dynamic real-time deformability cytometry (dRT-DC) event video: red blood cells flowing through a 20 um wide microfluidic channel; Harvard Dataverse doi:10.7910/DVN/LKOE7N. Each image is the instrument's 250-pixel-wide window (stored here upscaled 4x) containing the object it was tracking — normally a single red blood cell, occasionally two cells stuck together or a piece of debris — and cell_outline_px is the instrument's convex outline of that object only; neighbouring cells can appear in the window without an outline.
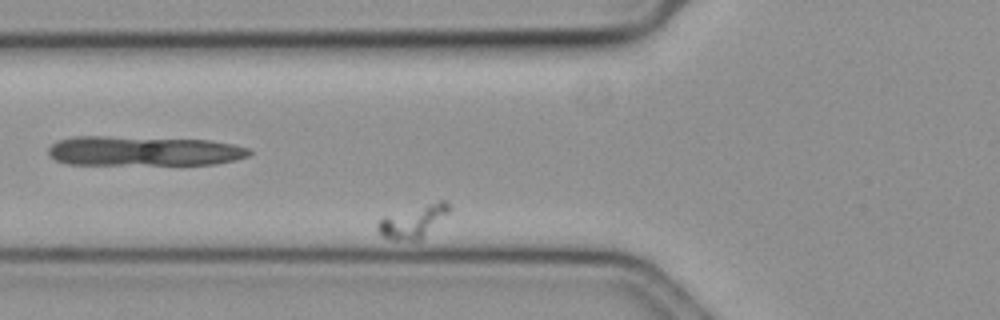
{"species": "common noctule bat (a hibernating species)", "species_latin": "Nyctalus noctula", "temperature_condition": "cold", "stored_images_in_passage": 49, "segment_of_instrument_passage": [2, 2], "camera_frame_rate_fps": 3000, "um_per_image_px": 0.085, "animal": {"sex": "female", "body_mass_g": 19.3, "forearm_length_mm": 54.1}, "frame": {"image": 1, "passage_image": 18, "time_ms": 5.667, "image_size_px": [1000, 320], "cell_outline_px": [[452, 208], [420, 240], [392, 240], [380, 236], [376, 228], [376, 224], [384, 216], [440, 200], [448, 200], [452, 204]], "centroid_in_image_um": [35.11, 18.82], "position_along_channel_um": 90.7, "area_um2": 13.41}}
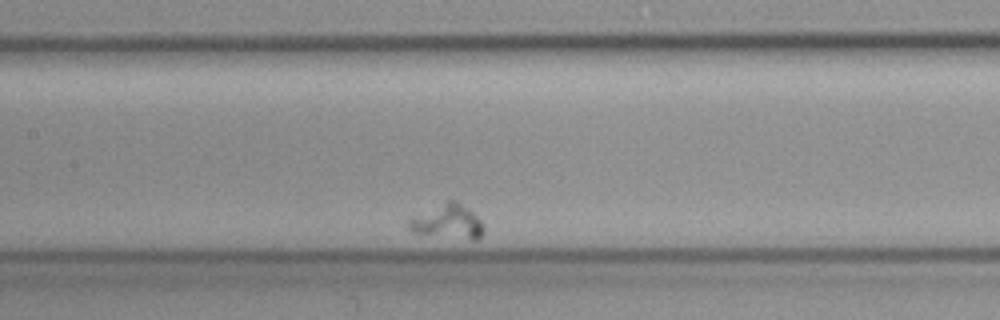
{"frame": {"image": 2, "passage_image": 27, "time_ms": 8.667, "image_size_px": [1000, 320], "cell_outline_px": [[484, 232], [476, 240], [472, 240], [412, 232], [408, 228], [408, 220], [448, 200], [456, 200], [472, 212], [484, 224]], "centroid_in_image_um": [38.1, 18.86], "position_along_channel_um": 169.3, "area_um2": 14.57}}
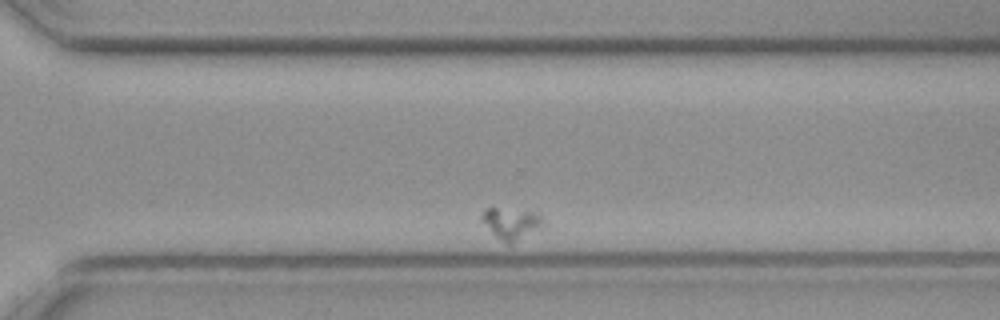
{"frame": {"image": 3, "passage_image": 44, "time_ms": 14.333, "image_size_px": [1000, 320], "cell_outline_px": [[544, 224], [512, 244], [508, 244], [496, 236], [480, 220], [480, 216], [484, 208], [496, 208], [536, 212], [544, 220]], "centroid_in_image_um": [43.41, 18.97], "position_along_channel_um": 327.2, "area_um2": 10.98}}